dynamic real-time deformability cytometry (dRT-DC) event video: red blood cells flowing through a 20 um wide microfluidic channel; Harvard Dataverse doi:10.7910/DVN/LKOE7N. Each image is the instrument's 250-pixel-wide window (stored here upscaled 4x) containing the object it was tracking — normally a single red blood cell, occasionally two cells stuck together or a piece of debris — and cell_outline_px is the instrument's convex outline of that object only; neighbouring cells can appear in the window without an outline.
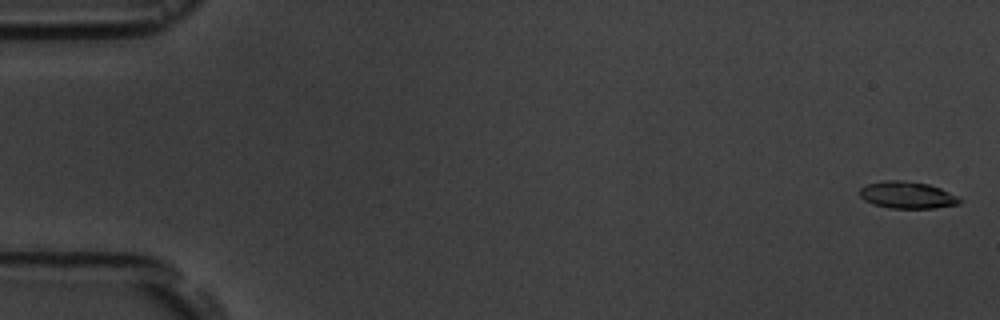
{"species": "common noctule bat (a hibernating species)", "species_latin": "Nyctalus noctula", "temperature_condition": "room temperature", "stored_images_in_passage": 17, "camera_frame_rate_fps": 3000, "um_per_image_px": 0.085, "animal": {"sex": "male", "body_mass_g": 19.5, "forearm_length_mm": 54.6}, "frame": {"image": 1, "passage_image": 1, "time_ms": 0.0, "image_size_px": [1000, 320], "cell_outline_px": [[964, 200], [960, 204], [936, 208], [888, 208], [872, 204], [864, 200], [860, 196], [860, 188], [868, 184], [884, 180], [900, 180], [928, 184], [940, 188]], "centroid_in_image_um": [77.12, 16.59], "position_along_channel_um": 7.9, "area_um2": 15.72}}
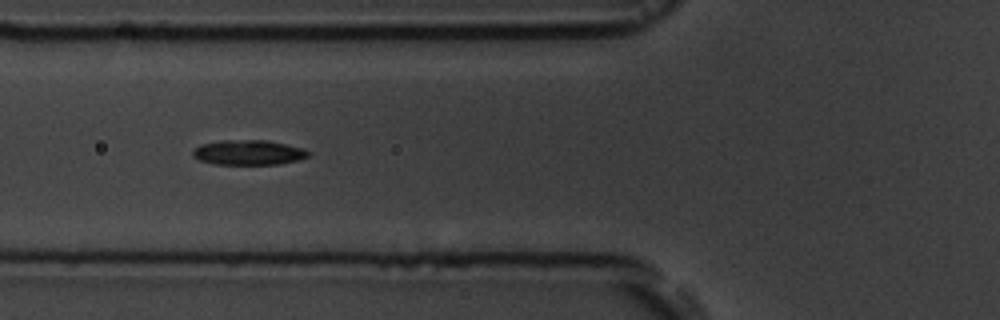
{"frame": {"image": 2, "passage_image": 7, "time_ms": 6.667, "image_size_px": [1000, 320], "cell_outline_px": [[312, 152], [308, 156], [296, 160], [280, 164], [212, 164], [200, 160], [192, 156], [192, 152], [200, 144], [224, 140], [264, 140], [304, 148]], "centroid_in_image_um": [21.11, 12.96], "position_along_channel_um": 104.7, "area_um2": 16.7}}
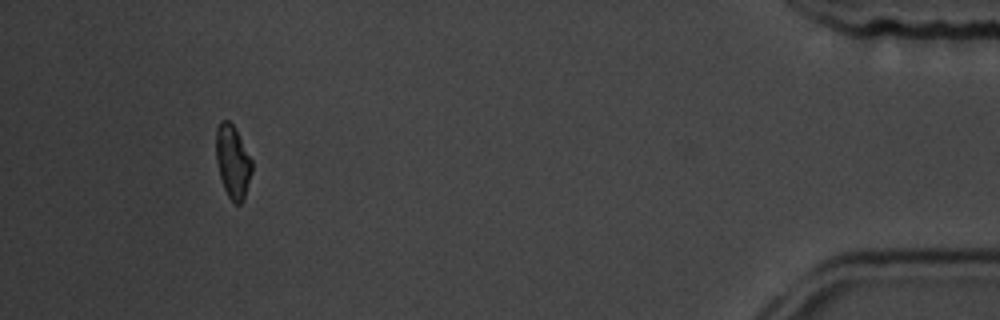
{"frame": {"image": 3, "passage_image": 16, "time_ms": 17.0, "image_size_px": [1000, 320], "cell_outline_px": [[252, 172], [244, 200], [240, 204], [236, 204], [228, 196], [224, 188], [220, 176], [216, 160], [216, 128], [220, 120], [228, 120], [236, 128], [252, 160]], "centroid_in_image_um": [19.79, 13.72], "position_along_channel_um": 415.4, "area_um2": 15.37}, "authors_computed_cell_mechanics": {"area_um2": 15.895, "velocity_mm_per_s": 3.6653, "shape_relaxation_time_tau1_ms": 3.2155, "shape_relaxation_time_tau2_ms": 7.6824, "deformation_change_tau1": 0.0908, "deformation_change_tau2": 0.1279}}